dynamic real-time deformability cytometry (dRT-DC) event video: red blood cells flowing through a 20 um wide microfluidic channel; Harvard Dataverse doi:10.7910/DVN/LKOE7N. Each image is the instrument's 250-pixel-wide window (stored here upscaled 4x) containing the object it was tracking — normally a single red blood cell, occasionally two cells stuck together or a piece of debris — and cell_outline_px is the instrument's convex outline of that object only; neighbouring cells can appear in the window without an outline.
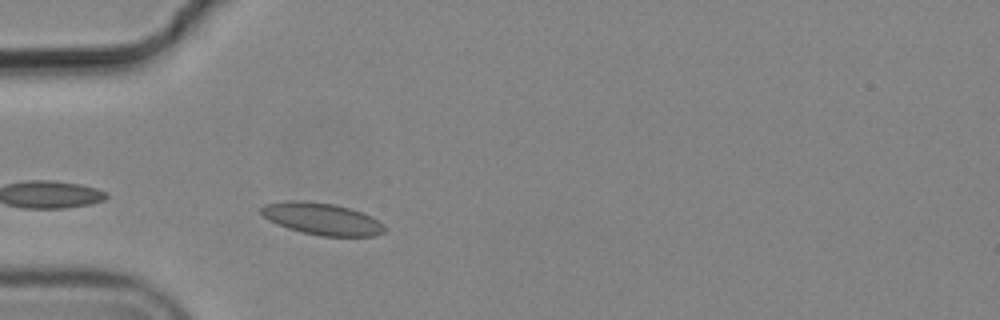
{"species": "common noctule bat (a hibernating species)", "species_latin": "Nyctalus noctula", "temperature_condition": "cold", "stored_images_in_passage": 2, "camera_frame_rate_fps": 3000, "um_per_image_px": 0.085, "animal": {"sex": "male", "body_mass_g": 19.2, "forearm_length_mm": 51.8}, "frame": {"image": 1, "passage_image": 2, "time_ms": 0.333, "image_size_px": [1000, 320], "cell_outline_px": [[384, 232], [376, 236], [320, 236], [300, 232], [288, 228], [268, 220], [260, 212], [260, 208], [264, 204], [288, 200], [304, 200], [332, 204], [348, 208], [360, 212], [384, 224]], "centroid_in_image_um": [27.31, 18.6], "position_along_channel_um": 57.7, "area_um2": 22.83}}